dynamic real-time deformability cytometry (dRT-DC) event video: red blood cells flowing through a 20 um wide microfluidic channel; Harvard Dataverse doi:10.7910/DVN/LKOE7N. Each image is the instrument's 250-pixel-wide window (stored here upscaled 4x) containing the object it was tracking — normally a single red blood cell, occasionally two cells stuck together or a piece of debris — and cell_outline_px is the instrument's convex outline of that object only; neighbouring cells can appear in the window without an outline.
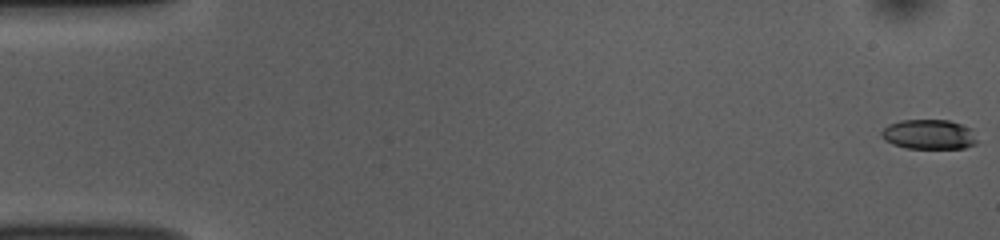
{"species": "common noctule bat (a hibernating species)", "species_latin": "Nyctalus noctula", "temperature_condition": "room temperature", "stored_images_in_passage": 53, "camera_frame_rate_fps": 3000, "um_per_image_px": 0.085, "animal": {"sex": "female", "body_mass_g": 10.0, "forearm_length_mm": 53.1}, "frame": {"image": 1, "passage_image": 1, "time_ms": 0.0, "image_size_px": [1000, 240], "cell_outline_px": [[976, 144], [964, 148], [904, 148], [892, 144], [884, 140], [880, 136], [880, 132], [888, 124], [900, 120], [948, 120], [972, 128], [976, 140]], "centroid_in_image_um": [78.92, 11.42], "position_along_channel_um": 6.1, "area_um2": 16.7}}
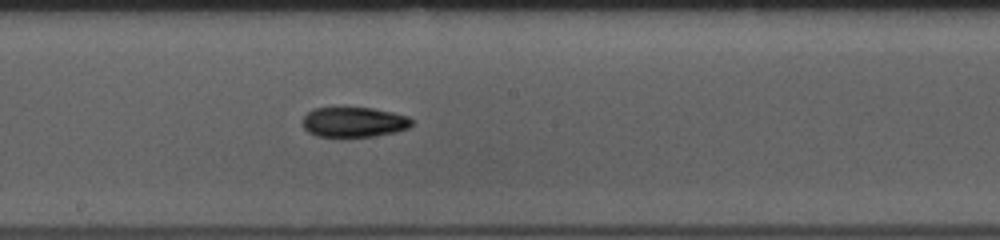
{"frame": {"image": 2, "passage_image": 29, "time_ms": 9.333, "image_size_px": [1000, 240], "cell_outline_px": [[412, 124], [408, 128], [396, 132], [372, 136], [316, 136], [308, 132], [304, 128], [304, 116], [308, 112], [316, 108], [372, 108], [392, 112], [408, 116], [412, 120]], "centroid_in_image_um": [30.1, 10.38], "position_along_channel_um": 218.1, "area_um2": 18.84}}
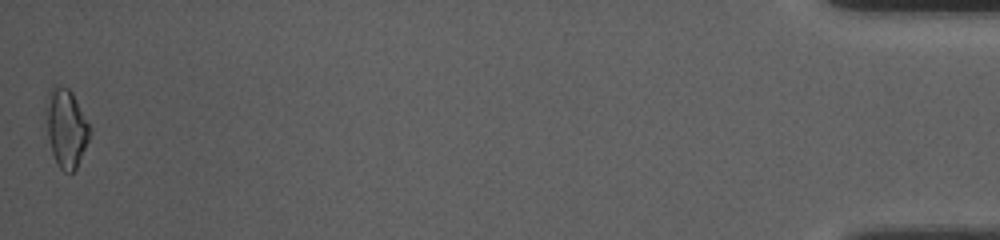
{"frame": {"image": 3, "passage_image": 53, "time_ms": 17.333, "image_size_px": [1000, 240], "cell_outline_px": [[92, 128], [88, 140], [76, 168], [72, 172], [64, 172], [56, 164], [52, 152], [48, 136], [48, 88], [52, 84], [68, 88], [72, 92]], "centroid_in_image_um": [5.65, 10.87], "position_along_channel_um": 429.5, "area_um2": 19.59}, "authors_computed_cell_mechanics": {"area_um2": 18.3804, "velocity_mm_per_s": 3.8124, "shape_relaxation_time_tau1_ms": 4.2353, "shape_relaxation_time_tau2_ms": 7.6039, "deformation_change_tau1": 0.1463, "deformation_change_tau2": 0.1592}}